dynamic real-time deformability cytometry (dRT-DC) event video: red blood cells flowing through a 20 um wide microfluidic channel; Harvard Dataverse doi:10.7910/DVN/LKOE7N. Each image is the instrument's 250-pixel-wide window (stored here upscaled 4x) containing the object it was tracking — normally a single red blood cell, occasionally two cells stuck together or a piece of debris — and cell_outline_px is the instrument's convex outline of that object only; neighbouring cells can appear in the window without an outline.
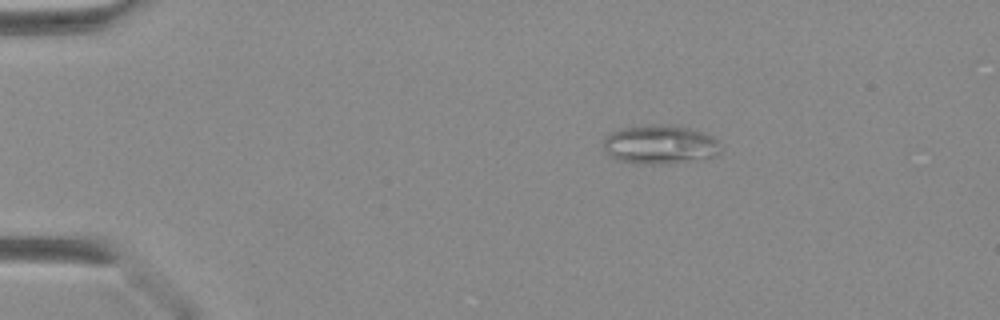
{"species": "Egyptian fruit bat (a non-hibernating species)", "species_latin": "Rousettus aegyptiacus", "temperature_condition": "warm", "stored_images_in_passage": 42, "camera_frame_rate_fps": 3000, "um_per_image_px": 0.085, "animal": {"sex": "female"}, "frame": {"image": 1, "passage_image": 8, "time_ms": 2.333, "image_size_px": [1000, 320], "cell_outline_px": [[720, 152], [712, 156], [660, 164], [636, 164], [620, 160], [612, 156], [604, 148], [604, 136], [620, 128], [652, 124], [688, 128], [704, 132], [720, 140]], "centroid_in_image_um": [56.08, 12.27], "position_along_channel_um": 28.9, "area_um2": 26.18}}
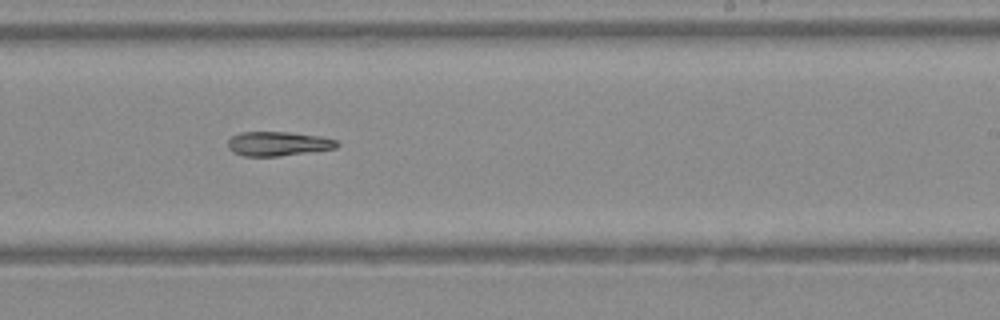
{"frame": {"image": 2, "passage_image": 27, "time_ms": 8.667, "image_size_px": [1000, 320], "cell_outline_px": [[340, 144], [336, 148], [276, 156], [244, 156], [232, 152], [228, 148], [228, 140], [232, 136], [240, 132], [288, 132], [320, 136], [336, 140]], "centroid_in_image_um": [23.6, 12.21], "position_along_channel_um": 265.4, "area_um2": 15.32}}
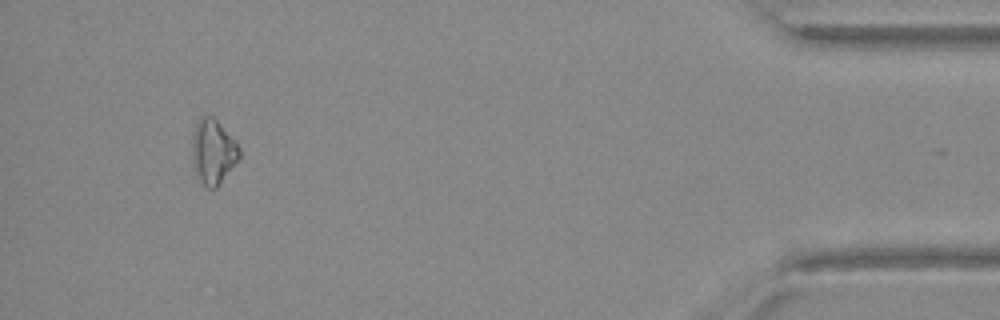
{"frame": {"image": 3, "passage_image": 40, "time_ms": 13.0, "image_size_px": [1000, 320], "cell_outline_px": [[240, 156], [216, 188], [208, 188], [200, 180], [196, 172], [192, 160], [192, 136], [196, 124], [200, 116], [212, 116], [236, 140], [240, 148]], "centroid_in_image_um": [18.11, 12.86], "position_along_channel_um": 417.1, "area_um2": 17.57}}